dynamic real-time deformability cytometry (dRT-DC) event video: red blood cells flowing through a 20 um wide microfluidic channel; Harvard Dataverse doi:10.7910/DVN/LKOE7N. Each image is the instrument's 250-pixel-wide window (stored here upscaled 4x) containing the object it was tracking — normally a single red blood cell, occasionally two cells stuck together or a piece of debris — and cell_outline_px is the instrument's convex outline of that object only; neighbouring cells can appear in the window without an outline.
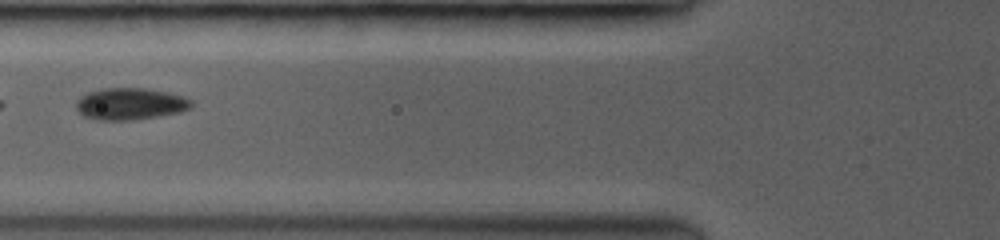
{"species": "common noctule bat (a hibernating species)", "species_latin": "Nyctalus noctula", "temperature_condition": "room temperature", "stored_images_in_passage": 21, "camera_frame_rate_fps": 3500, "um_per_image_px": 0.085, "animal": {"sex": "female", "body_mass_g": 19.0, "forearm_length_mm": 53.3}, "frame": {"image": 1, "passage_image": 4, "time_ms": 0.857, "image_size_px": [1000, 240], "cell_outline_px": [[192, 104], [188, 108], [180, 112], [132, 120], [100, 120], [84, 116], [76, 108], [76, 104], [88, 92], [104, 88], [140, 88], [164, 92], [180, 96], [188, 100]], "centroid_in_image_um": [11.03, 8.84], "position_along_channel_um": 114.8, "area_um2": 20.63}}
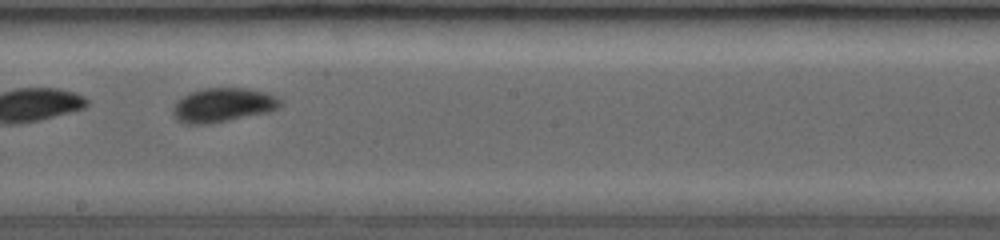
{"frame": {"image": 2, "passage_image": 10, "time_ms": 2.571, "image_size_px": [1000, 240], "cell_outline_px": [[280, 104], [276, 108], [268, 112], [208, 124], [184, 124], [176, 120], [172, 112], [176, 104], [184, 96], [192, 92], [204, 88], [244, 88], [260, 92], [272, 96], [280, 100]], "centroid_in_image_um": [18.88, 8.95], "position_along_channel_um": 229.3, "area_um2": 20.69}}